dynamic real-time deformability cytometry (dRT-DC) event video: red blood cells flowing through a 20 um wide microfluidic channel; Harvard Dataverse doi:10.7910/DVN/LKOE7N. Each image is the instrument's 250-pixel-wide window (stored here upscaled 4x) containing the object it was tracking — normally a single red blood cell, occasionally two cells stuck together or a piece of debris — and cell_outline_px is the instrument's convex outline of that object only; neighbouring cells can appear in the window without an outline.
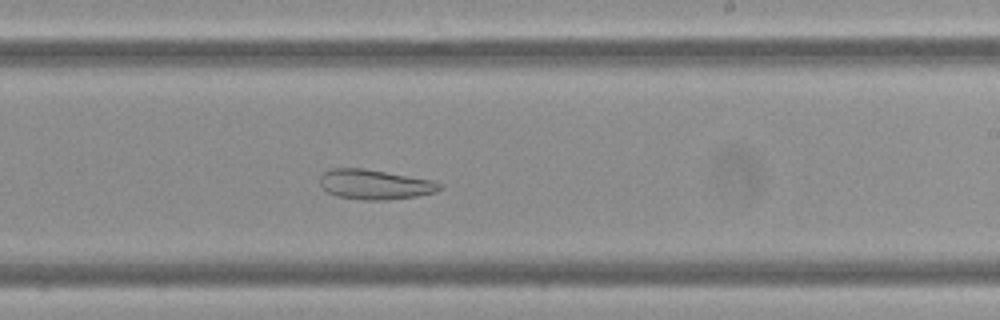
{"species": "Egyptian fruit bat (a non-hibernating species)", "species_latin": "Rousettus aegyptiacus", "temperature_condition": "cold", "stored_images_in_passage": 46, "camera_frame_rate_fps": 3000, "um_per_image_px": 0.085, "frame": {"image": 1, "passage_image": 33, "time_ms": 10.667, "image_size_px": [1000, 320], "cell_outline_px": [[444, 188], [436, 192], [416, 196], [388, 200], [364, 200], [336, 196], [328, 192], [320, 184], [320, 176], [324, 172], [332, 168], [364, 168], [432, 180], [444, 184]], "centroid_in_image_um": [31.89, 15.68], "position_along_channel_um": 257.1, "area_um2": 20.92}, "authors_computed_cell_mechanics": {"area_um2": 29.4491, "velocity_mm_per_s": 3.3719, "shape_relaxation_time_tau1_ms": null, "shape_relaxation_time_tau2_ms": 4.8009, "deformation_change_tau1": null, "deformation_change_tau2": 0.112}}